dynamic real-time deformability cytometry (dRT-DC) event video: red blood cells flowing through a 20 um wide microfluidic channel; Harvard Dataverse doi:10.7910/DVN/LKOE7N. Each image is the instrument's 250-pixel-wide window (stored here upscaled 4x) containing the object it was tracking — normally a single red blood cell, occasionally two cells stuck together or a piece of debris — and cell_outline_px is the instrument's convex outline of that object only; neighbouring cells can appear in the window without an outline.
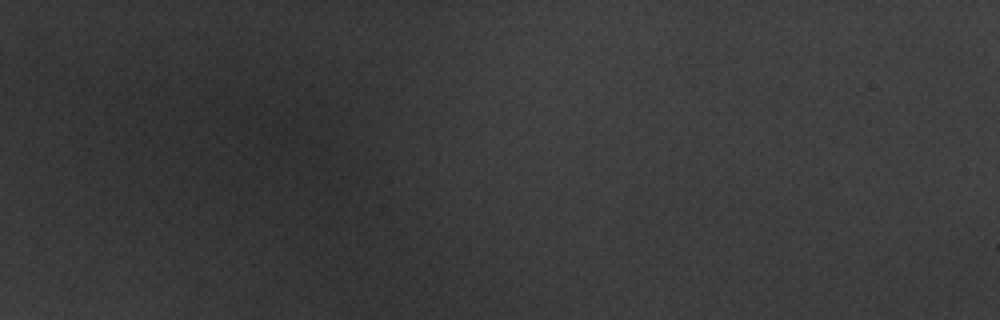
{"species": "common noctule bat (a hibernating species)", "species_latin": "Nyctalus noctula", "temperature_condition": "warm", "stored_images_in_passage": 3, "camera_frame_rate_fps": 3000, "um_per_image_px": 0.085, "animal": {"sex": "male", "body_mass_g": 20.1, "forearm_length_mm": 53.5}, "frame": {"image": 1, "passage_image": 1, "time_ms": 0.0, "image_size_px": [1000, 320], "cell_outline_px": [[356, 180], [352, 180], [344, 176], [308, 156], [296, 140], [292, 132], [336, 132], [344, 136], [348, 140]], "centroid_in_image_um": [27.91, 12.82], "position_along_channel_um": 57.1, "area_um2": 12.48}}